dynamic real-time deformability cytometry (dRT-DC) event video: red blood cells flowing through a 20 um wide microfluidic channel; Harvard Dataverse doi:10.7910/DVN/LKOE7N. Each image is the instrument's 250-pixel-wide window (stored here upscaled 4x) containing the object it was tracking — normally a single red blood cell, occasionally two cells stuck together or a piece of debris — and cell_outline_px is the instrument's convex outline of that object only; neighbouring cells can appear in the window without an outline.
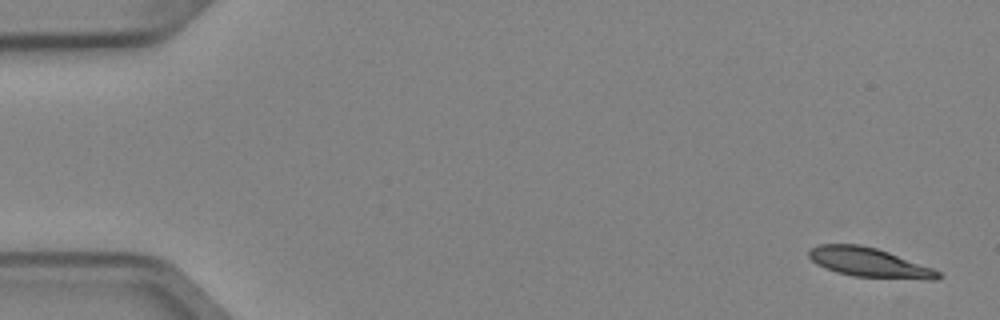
{"species": "Egyptian fruit bat (a non-hibernating species)", "species_latin": "Rousettus aegyptiacus", "temperature_condition": "cold", "stored_images_in_passage": 5, "camera_frame_rate_fps": 3000, "um_per_image_px": 0.085, "animal": {"sex": "female"}, "frame": {"image": 1, "passage_image": 1, "time_ms": 0.0, "image_size_px": [1000, 320], "cell_outline_px": [[944, 276], [940, 280], [928, 280], [852, 276], [836, 272], [824, 268], [816, 264], [808, 256], [808, 248], [820, 244], [860, 244], [876, 248], [888, 252], [932, 268], [940, 272]], "centroid_in_image_um": [73.88, 22.32], "position_along_channel_um": 11.1, "area_um2": 22.31}}